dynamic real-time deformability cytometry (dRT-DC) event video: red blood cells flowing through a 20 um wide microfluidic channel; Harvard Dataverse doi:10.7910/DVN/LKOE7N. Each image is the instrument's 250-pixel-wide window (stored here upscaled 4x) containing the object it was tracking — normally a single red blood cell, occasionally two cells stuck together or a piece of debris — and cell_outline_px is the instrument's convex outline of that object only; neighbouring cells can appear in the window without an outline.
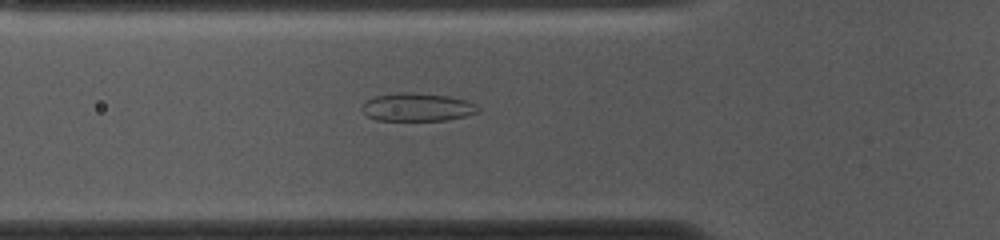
{"species": "common noctule bat (a hibernating species)", "species_latin": "Nyctalus noctula", "temperature_condition": "cold", "stored_images_in_passage": 14, "camera_frame_rate_fps": 3000, "um_per_image_px": 0.085, "animal": {"sex": "female", "body_mass_g": 10.0, "forearm_length_mm": 53.1}, "frame": {"image": 1, "passage_image": 8, "time_ms": 2.333, "image_size_px": [1000, 240], "cell_outline_px": [[480, 112], [464, 116], [444, 120], [376, 120], [368, 116], [360, 108], [368, 100], [376, 96], [396, 92], [408, 92], [448, 96], [464, 100], [476, 104], [480, 108]], "centroid_in_image_um": [35.47, 9.11], "position_along_channel_um": 90.3, "area_um2": 18.84}}
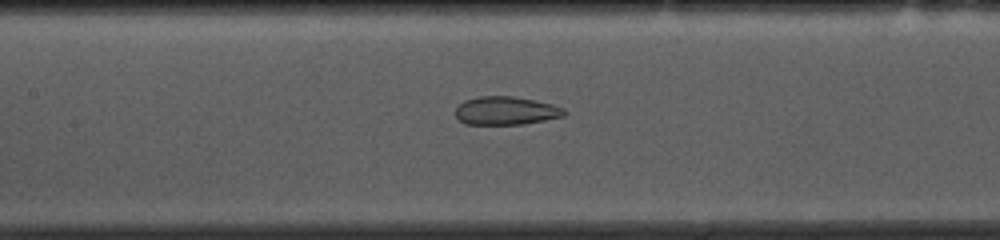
{"frame": {"image": 2, "passage_image": 14, "time_ms": 4.333, "image_size_px": [1000, 240], "cell_outline_px": [[568, 112], [564, 116], [524, 124], [464, 124], [456, 116], [456, 108], [464, 100], [480, 96], [512, 96], [552, 104], [564, 108]], "centroid_in_image_um": [43.01, 9.41], "position_along_channel_um": 164.4, "area_um2": 17.86}}